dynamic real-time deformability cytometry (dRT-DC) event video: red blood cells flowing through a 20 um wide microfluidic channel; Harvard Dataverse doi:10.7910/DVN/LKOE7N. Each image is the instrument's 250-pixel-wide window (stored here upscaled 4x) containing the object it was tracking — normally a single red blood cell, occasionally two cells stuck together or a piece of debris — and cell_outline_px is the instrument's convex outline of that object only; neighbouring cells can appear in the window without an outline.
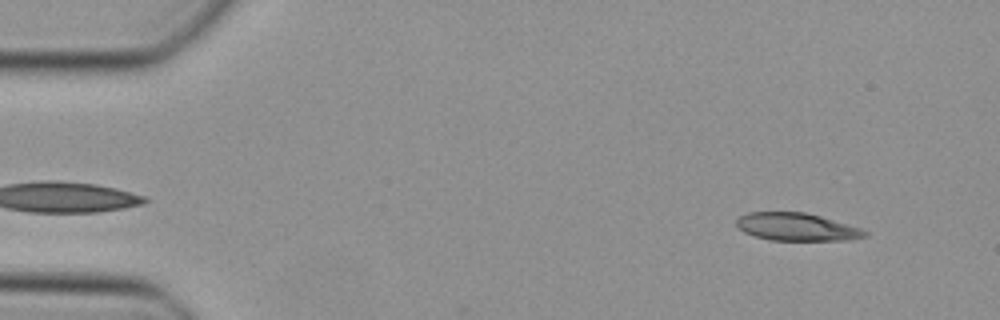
{"species": "Egyptian fruit bat (a non-hibernating species)", "species_latin": "Rousettus aegyptiacus", "temperature_condition": "cold", "stored_images_in_passage": 12, "camera_frame_rate_fps": 3000, "um_per_image_px": 0.085, "animal": {"sex": "female"}, "frame": {"image": 1, "passage_image": 4, "time_ms": 1.0, "image_size_px": [1000, 320], "cell_outline_px": [[868, 236], [848, 240], [772, 240], [756, 236], [744, 232], [736, 228], [736, 220], [740, 216], [748, 212], [804, 212], [820, 216], [860, 228], [868, 232]], "centroid_in_image_um": [67.69, 19.29], "position_along_channel_um": 17.3, "area_um2": 20.63}}